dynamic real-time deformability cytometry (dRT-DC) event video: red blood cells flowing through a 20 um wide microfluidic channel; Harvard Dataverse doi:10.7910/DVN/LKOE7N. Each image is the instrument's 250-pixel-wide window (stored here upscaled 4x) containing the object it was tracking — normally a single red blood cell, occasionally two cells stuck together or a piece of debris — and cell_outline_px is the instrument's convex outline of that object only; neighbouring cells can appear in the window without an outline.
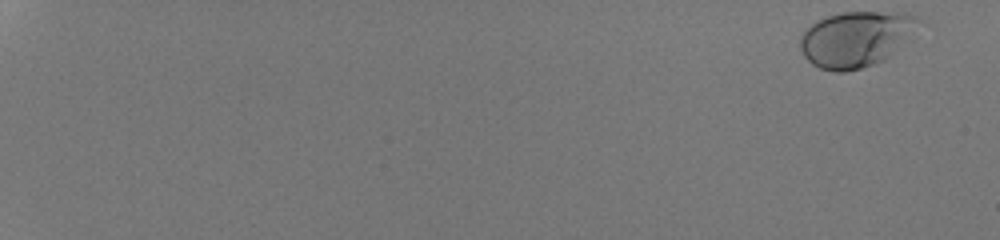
{"species": "human", "species_latin": "Homo sapiens", "temperature_condition": "room temperature", "stored_images_in_passage": 53, "camera_frame_rate_fps": 3000, "um_per_image_px": 0.085, "donor": {"sex": "male"}, "frame": {"image": 1, "passage_image": 1, "time_ms": 0.0, "image_size_px": [1000, 240], "cell_outline_px": [[920, 20], [892, 52], [884, 60], [860, 68], [844, 72], [836, 72], [820, 68], [812, 64], [804, 56], [800, 48], [800, 36], [812, 24], [828, 16], [840, 12], [904, 12], [916, 16]], "centroid_in_image_um": [72.66, 3.31], "position_along_channel_um": 12.3, "area_um2": 37.34}}
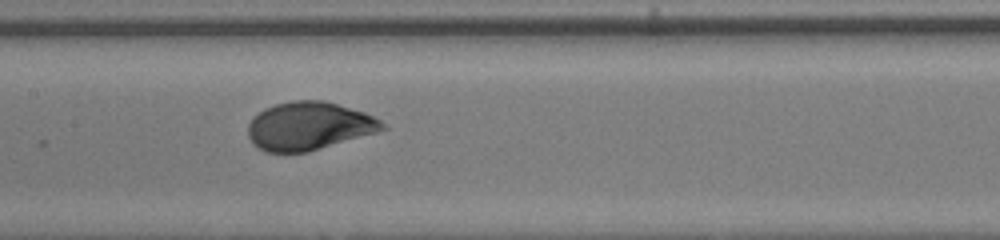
{"frame": {"image": 2, "passage_image": 31, "time_ms": 10.0, "image_size_px": [1000, 240], "cell_outline_px": [[388, 128], [376, 132], [308, 152], [264, 152], [256, 148], [252, 144], [248, 136], [248, 124], [264, 108], [276, 104], [292, 100], [320, 100], [336, 104], [364, 112], [380, 120]], "centroid_in_image_um": [26.22, 10.72], "position_along_channel_um": 181.2, "area_um2": 37.45}}
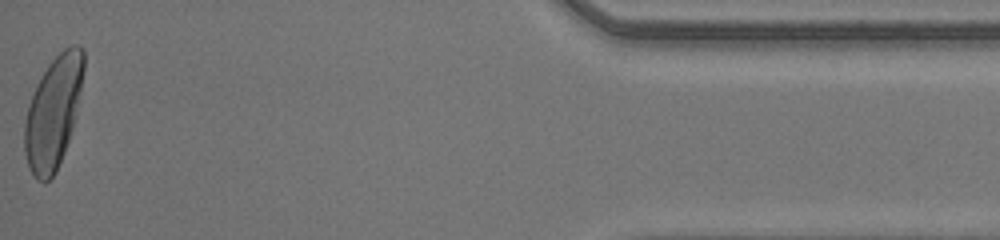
{"frame": {"image": 3, "passage_image": 53, "time_ms": 17.333, "image_size_px": [1000, 240], "cell_outline_px": [[84, 68], [80, 92], [72, 128], [64, 152], [56, 172], [44, 184], [36, 180], [28, 168], [24, 152], [24, 124], [28, 104], [48, 64], [64, 48], [72, 44], [80, 44], [84, 48]], "centroid_in_image_um": [4.52, 9.56], "position_along_channel_um": 430.7, "area_um2": 38.32}, "authors_computed_cell_mechanics": {"area_um2": 36.7608, "velocity_mm_per_s": 4.203, "shape_relaxation_time_tau1_ms": 2.3767, "shape_relaxation_time_tau2_ms": null, "deformation_change_tau1": 0.1524, "deformation_change_tau2": null}}